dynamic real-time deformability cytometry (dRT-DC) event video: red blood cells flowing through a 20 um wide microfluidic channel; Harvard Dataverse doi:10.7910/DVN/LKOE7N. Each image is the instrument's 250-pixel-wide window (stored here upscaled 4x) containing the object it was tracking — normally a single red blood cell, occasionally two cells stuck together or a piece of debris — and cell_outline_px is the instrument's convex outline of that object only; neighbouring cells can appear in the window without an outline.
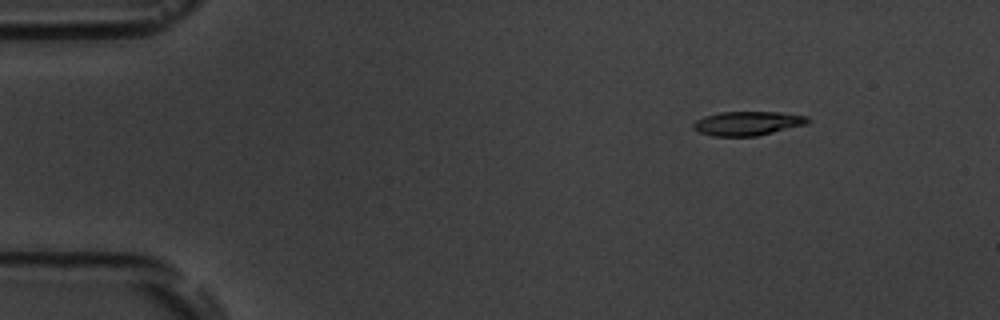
{"species": "common noctule bat (a hibernating species)", "species_latin": "Nyctalus noctula", "temperature_condition": "room temperature", "stored_images_in_passage": 5, "camera_frame_rate_fps": 3000, "um_per_image_px": 0.085, "animal": {"sex": "male", "body_mass_g": 19.5, "forearm_length_mm": 54.6}, "frame": {"image": 1, "passage_image": 1, "time_ms": 0.0, "image_size_px": [1000, 320], "cell_outline_px": [[812, 120], [808, 124], [756, 136], [712, 136], [700, 132], [692, 128], [692, 124], [696, 120], [704, 116], [720, 112], [780, 112], [808, 116]], "centroid_in_image_um": [63.57, 10.48], "position_along_channel_um": 21.4, "area_um2": 16.18}}
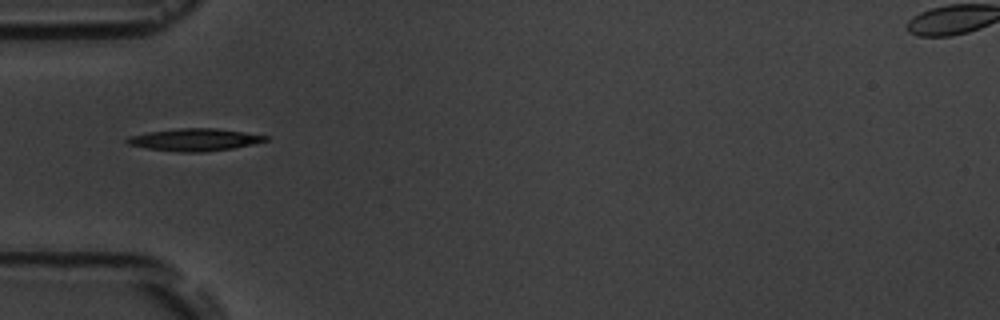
{"frame": {"image": 2, "passage_image": 4, "time_ms": 3.667, "image_size_px": [1000, 320], "cell_outline_px": [[268, 140], [252, 144], [232, 148], [204, 152], [176, 152], [148, 148], [128, 144], [124, 140], [128, 136], [148, 132], [180, 128], [216, 128], [244, 132], [268, 136]], "centroid_in_image_um": [16.52, 11.87], "position_along_channel_um": 68.5, "area_um2": 17.92}}
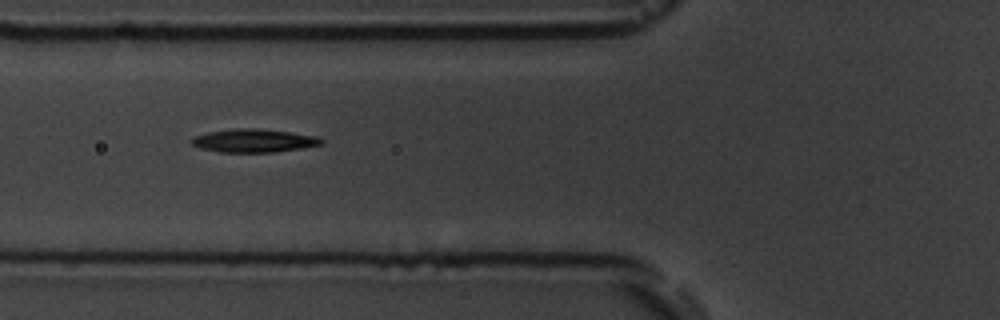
{"frame": {"image": 3, "passage_image": 5, "time_ms": 4.667, "image_size_px": [1000, 320], "cell_outline_px": [[324, 144], [304, 148], [272, 152], [220, 152], [200, 148], [192, 144], [188, 140], [192, 136], [208, 132], [236, 128], [256, 128], [292, 132], [320, 136], [324, 140]], "centroid_in_image_um": [21.6, 11.95], "position_along_channel_um": 104.2, "area_um2": 17.92}}